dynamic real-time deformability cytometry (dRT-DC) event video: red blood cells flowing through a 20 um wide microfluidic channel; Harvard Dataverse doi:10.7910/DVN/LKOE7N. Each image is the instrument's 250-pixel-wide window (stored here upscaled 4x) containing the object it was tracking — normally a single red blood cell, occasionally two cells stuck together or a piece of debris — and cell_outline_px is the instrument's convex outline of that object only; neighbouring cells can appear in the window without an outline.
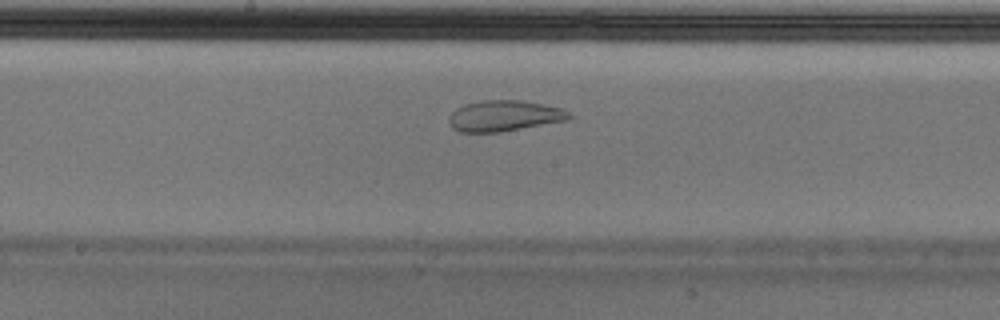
{"species": "Egyptian fruit bat (a non-hibernating species)", "species_latin": "Rousettus aegyptiacus", "temperature_condition": "cold", "stored_images_in_passage": 47, "camera_frame_rate_fps": 3000, "um_per_image_px": 0.085, "animal": {"sex": "male"}, "frame": {"image": 1, "passage_image": 21, "time_ms": 6.667, "image_size_px": [1000, 320], "cell_outline_px": [[572, 120], [500, 132], [460, 132], [452, 128], [448, 124], [448, 116], [456, 108], [464, 104], [480, 100], [520, 100], [544, 104], [560, 108], [568, 112], [572, 116]], "centroid_in_image_um": [42.85, 9.85], "position_along_channel_um": 205.3, "area_um2": 21.96}, "authors_computed_cell_mechanics": {"area_um2": 27.2238, "velocity_mm_per_s": 3.6553, "shape_relaxation_time_tau1_ms": null, "shape_relaxation_time_tau2_ms": 1.0742, "deformation_change_tau1": null, "deformation_change_tau2": 0.056}}